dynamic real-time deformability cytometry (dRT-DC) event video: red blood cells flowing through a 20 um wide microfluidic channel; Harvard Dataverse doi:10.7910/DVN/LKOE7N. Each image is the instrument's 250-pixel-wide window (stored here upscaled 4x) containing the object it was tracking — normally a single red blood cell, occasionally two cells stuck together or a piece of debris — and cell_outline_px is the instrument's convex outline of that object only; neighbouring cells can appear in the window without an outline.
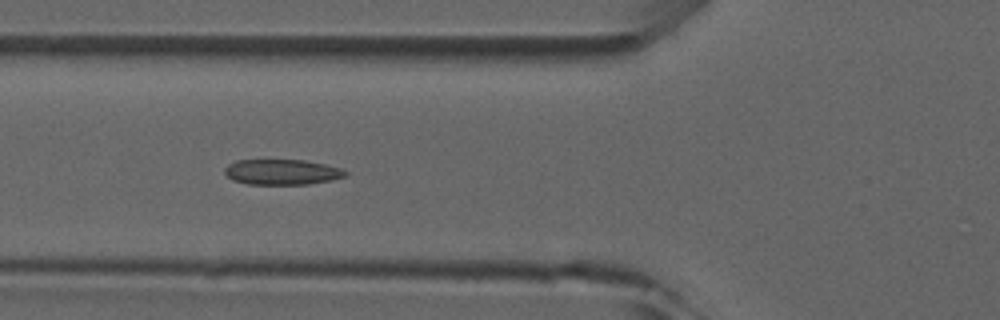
{"species": "common noctule bat (a hibernating species)", "species_latin": "Nyctalus noctula", "temperature_condition": "room temperature", "stored_images_in_passage": 9, "camera_frame_rate_fps": 3000, "um_per_image_px": 0.085, "animal": {"sex": "male", "forearm_length_mm": 52.5}, "frame": {"image": 1, "passage_image": 6, "time_ms": 5.667, "image_size_px": [1000, 320], "cell_outline_px": [[348, 176], [332, 180], [308, 184], [248, 184], [232, 180], [224, 172], [224, 168], [228, 164], [236, 160], [304, 160], [324, 164], [340, 168], [348, 172]], "centroid_in_image_um": [23.97, 14.62], "position_along_channel_um": 101.8, "area_um2": 17.92}}
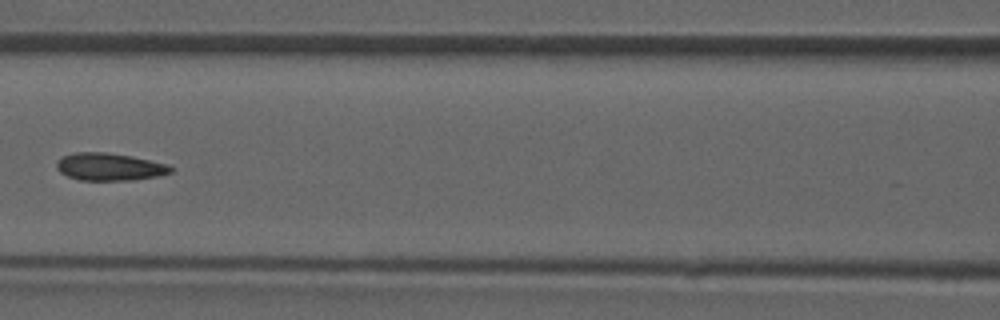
{"frame": {"image": 2, "passage_image": 7, "time_ms": 7.0, "image_size_px": [1000, 320], "cell_outline_px": [[176, 168], [172, 172], [156, 176], [132, 180], [80, 180], [68, 176], [60, 172], [56, 168], [56, 160], [64, 156], [76, 152], [104, 152], [132, 156], [168, 164]], "centroid_in_image_um": [9.32, 14.17], "position_along_channel_um": 157.3, "area_um2": 18.32}}